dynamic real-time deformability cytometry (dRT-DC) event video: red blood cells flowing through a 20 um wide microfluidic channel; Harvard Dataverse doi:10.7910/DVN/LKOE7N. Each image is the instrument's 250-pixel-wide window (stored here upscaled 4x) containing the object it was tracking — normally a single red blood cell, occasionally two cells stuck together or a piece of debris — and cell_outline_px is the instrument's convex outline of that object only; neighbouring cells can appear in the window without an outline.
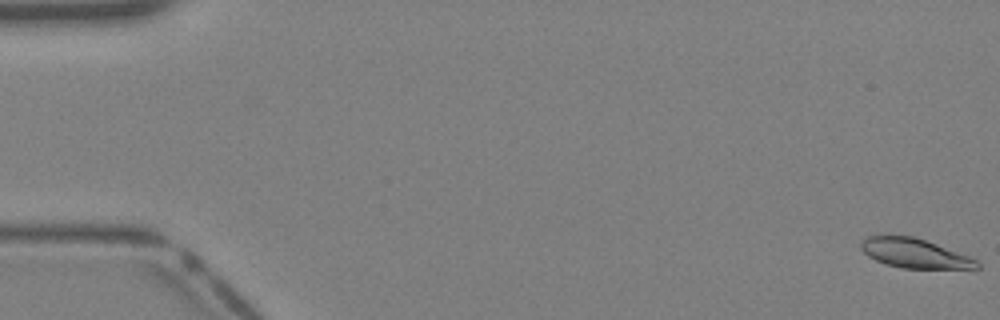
{"species": "Egyptian fruit bat (a non-hibernating species)", "species_latin": "Rousettus aegyptiacus", "temperature_condition": "warm", "stored_images_in_passage": 41, "camera_frame_rate_fps": 3000, "um_per_image_px": 0.085, "animal": {"sex": "female"}, "frame": {"image": 1, "passage_image": 1, "time_ms": 0.0, "image_size_px": [1000, 320], "cell_outline_px": [[980, 268], [904, 268], [888, 264], [876, 260], [868, 256], [860, 248], [860, 240], [868, 236], [884, 232], [912, 236], [936, 244], [968, 256], [976, 260], [980, 264]], "centroid_in_image_um": [77.63, 21.47], "position_along_channel_um": 7.4, "area_um2": 20.06}}
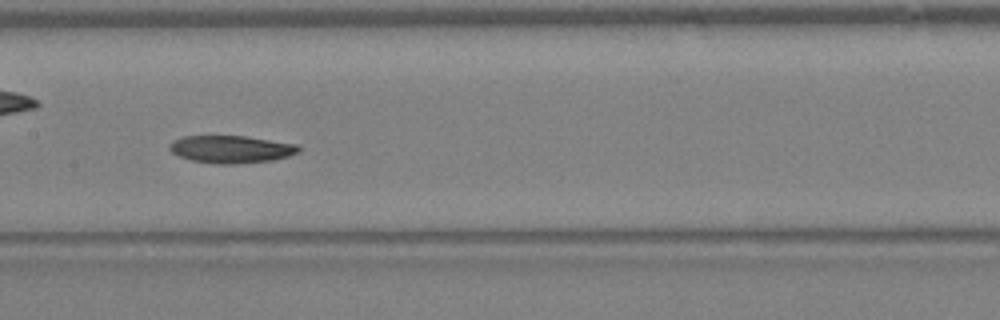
{"frame": {"image": 2, "passage_image": 21, "time_ms": 6.667, "image_size_px": [1000, 320], "cell_outline_px": [[300, 152], [288, 156], [272, 160], [232, 164], [216, 164], [192, 160], [180, 156], [172, 152], [168, 148], [168, 144], [172, 140], [184, 136], [244, 136], [300, 144]], "centroid_in_image_um": [19.65, 12.68], "position_along_channel_um": 187.7, "area_um2": 20.75}}
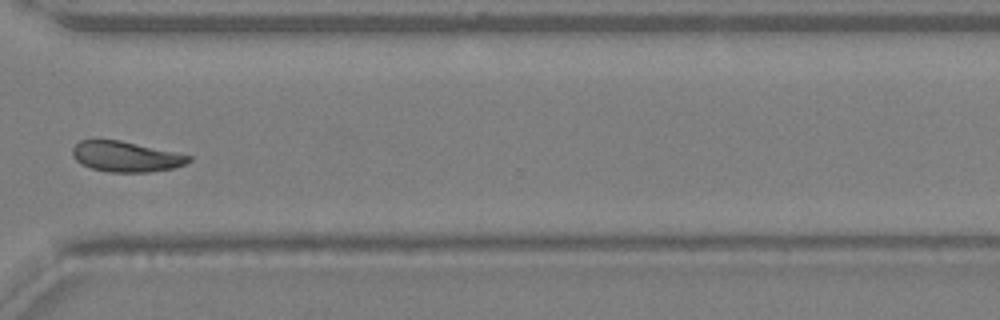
{"frame": {"image": 3, "passage_image": 31, "time_ms": 10.0, "image_size_px": [1000, 320], "cell_outline_px": [[192, 160], [184, 164], [172, 168], [148, 172], [108, 172], [92, 168], [76, 160], [72, 156], [72, 148], [80, 140], [120, 140], [176, 152], [192, 156]], "centroid_in_image_um": [10.71, 13.3], "position_along_channel_um": 359.9, "area_um2": 20.46}}